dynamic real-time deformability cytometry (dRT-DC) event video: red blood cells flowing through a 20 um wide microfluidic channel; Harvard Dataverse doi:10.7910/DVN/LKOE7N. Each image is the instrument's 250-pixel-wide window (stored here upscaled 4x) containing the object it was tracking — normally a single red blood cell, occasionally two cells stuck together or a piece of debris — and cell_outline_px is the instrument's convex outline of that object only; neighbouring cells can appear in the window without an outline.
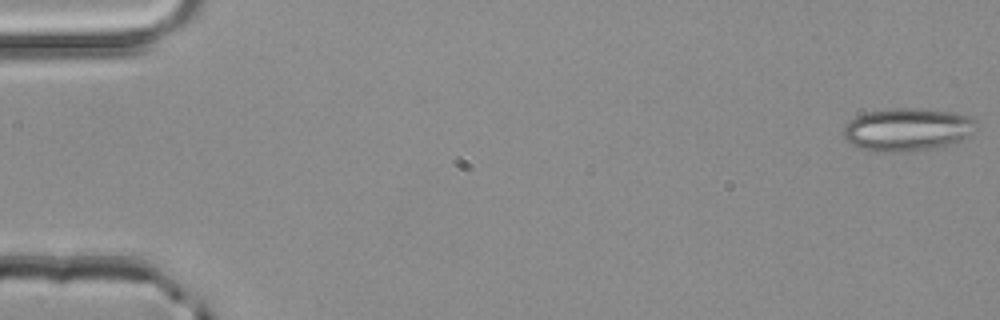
{"species": "common noctule bat (a hibernating species)", "species_latin": "Nyctalus noctula", "temperature_condition": "room temperature", "stored_images_in_passage": 52, "camera_frame_rate_fps": 3000, "um_per_image_px": 0.085, "animal": {"sex": "male", "body_mass_g": 20.4}, "frame": {"image": 1, "passage_image": 1, "time_ms": 0.0, "image_size_px": [1000, 320], "cell_outline_px": [[980, 128], [968, 136], [960, 140], [932, 148], [904, 152], [876, 152], [860, 148], [852, 144], [844, 136], [844, 128], [856, 116], [868, 112], [888, 108], [916, 108], [956, 112], [968, 116], [976, 120]], "centroid_in_image_um": [77.18, 11.0], "position_along_channel_um": 7.8, "area_um2": 33.23}}
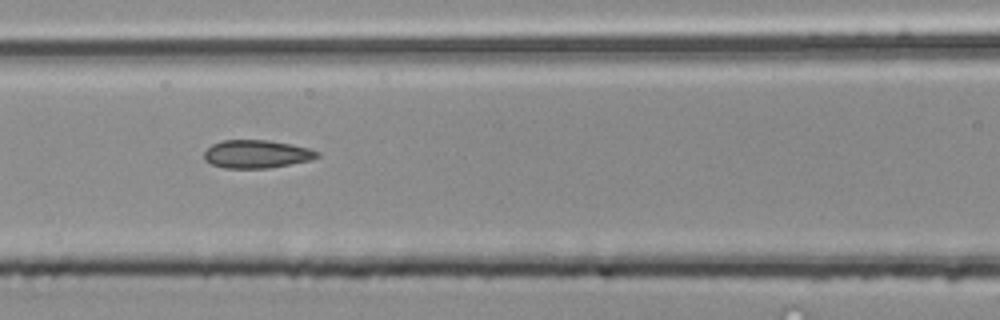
{"frame": {"image": 2, "passage_image": 23, "time_ms": 7.333, "image_size_px": [1000, 320], "cell_outline_px": [[320, 156], [312, 160], [268, 168], [224, 168], [212, 164], [204, 160], [204, 152], [212, 144], [220, 140], [268, 140], [292, 144], [308, 148], [320, 152]], "centroid_in_image_um": [21.82, 13.09], "position_along_channel_um": 144.8, "area_um2": 18.61}}
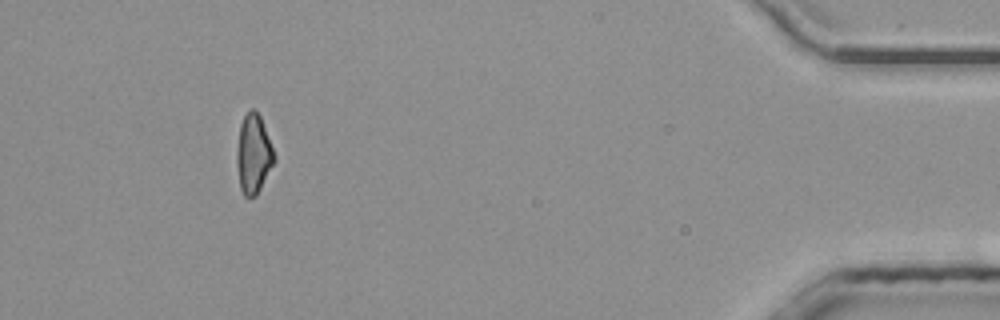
{"frame": {"image": 3, "passage_image": 48, "time_ms": 15.667, "image_size_px": [1000, 320], "cell_outline_px": [[276, 160], [256, 196], [244, 196], [240, 188], [236, 164], [236, 152], [240, 124], [244, 116], [252, 108], [260, 116], [276, 156]], "centroid_in_image_um": [21.54, 13.11], "position_along_channel_um": 413.7, "area_um2": 17.22}, "authors_computed_cell_mechanics": {"area_um2": 18.3515, "velocity_mm_per_s": 4.0454, "shape_relaxation_time_tau1_ms": null, "shape_relaxation_time_tau2_ms": 1.818, "deformation_change_tau1": null, "deformation_change_tau2": 0.1084}}